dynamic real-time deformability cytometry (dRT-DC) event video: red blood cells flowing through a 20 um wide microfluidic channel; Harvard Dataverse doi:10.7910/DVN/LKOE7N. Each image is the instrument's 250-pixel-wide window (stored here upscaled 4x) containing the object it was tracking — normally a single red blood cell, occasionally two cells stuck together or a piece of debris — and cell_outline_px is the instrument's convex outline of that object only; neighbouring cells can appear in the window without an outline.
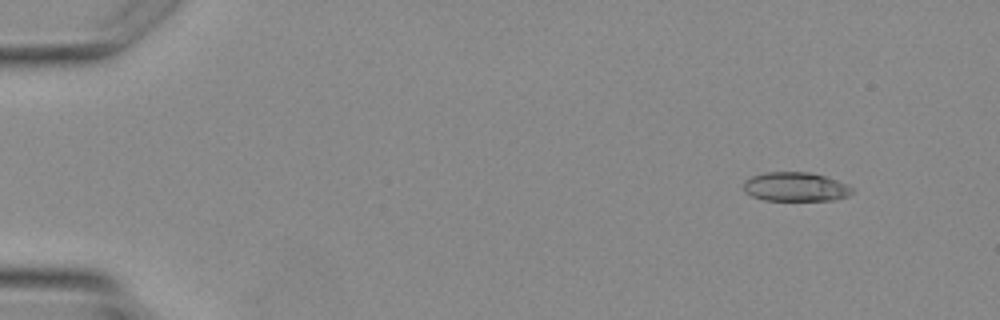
{"species": "Egyptian fruit bat (a non-hibernating species)", "species_latin": "Rousettus aegyptiacus", "temperature_condition": "warm", "stored_images_in_passage": 2, "camera_frame_rate_fps": 3000, "um_per_image_px": 0.085, "animal": {"sex": "female"}, "frame": {"image": 1, "passage_image": 2, "time_ms": 2.0, "image_size_px": [1000, 320], "cell_outline_px": [[852, 192], [848, 196], [836, 200], [764, 200], [752, 196], [744, 192], [744, 180], [752, 176], [764, 172], [808, 172], [824, 176], [848, 184], [852, 188]], "centroid_in_image_um": [67.6, 15.88], "position_along_channel_um": 17.4, "area_um2": 18.44}}